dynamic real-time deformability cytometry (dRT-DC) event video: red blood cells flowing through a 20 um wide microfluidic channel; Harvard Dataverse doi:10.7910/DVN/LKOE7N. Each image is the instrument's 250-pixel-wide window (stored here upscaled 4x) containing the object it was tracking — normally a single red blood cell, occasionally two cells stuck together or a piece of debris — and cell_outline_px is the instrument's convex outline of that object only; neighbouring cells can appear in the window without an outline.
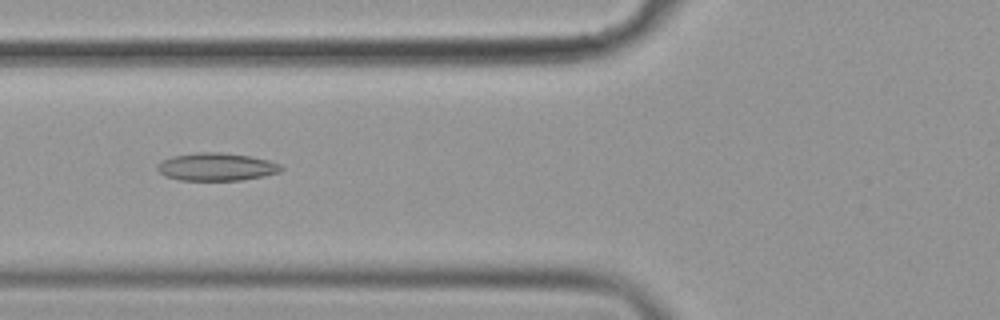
{"species": "common noctule bat (a hibernating species)", "species_latin": "Nyctalus noctula", "temperature_condition": "cold", "stored_images_in_passage": 46, "camera_frame_rate_fps": 3000, "um_per_image_px": 0.085, "animal": {"sex": "female", "body_mass_g": 19.9}, "frame": {"image": 1, "passage_image": 12, "time_ms": 3.667, "image_size_px": [1000, 320], "cell_outline_px": [[284, 168], [280, 172], [264, 176], [240, 180], [180, 180], [164, 176], [156, 168], [156, 164], [160, 160], [172, 156], [196, 152], [220, 152], [248, 156], [268, 160], [280, 164]], "centroid_in_image_um": [18.36, 14.18], "position_along_channel_um": 107.4, "area_um2": 20.17}}
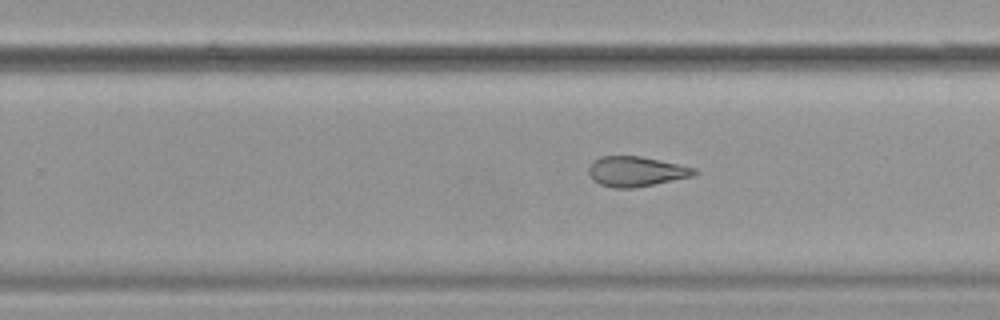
{"frame": {"image": 2, "passage_image": 26, "time_ms": 8.333, "image_size_px": [1000, 320], "cell_outline_px": [[700, 172], [692, 176], [632, 188], [612, 188], [600, 184], [592, 180], [588, 172], [588, 168], [592, 160], [600, 156], [640, 156], [660, 160], [696, 168]], "centroid_in_image_um": [54.02, 14.56], "position_along_channel_um": 275.8, "area_um2": 18.5}}
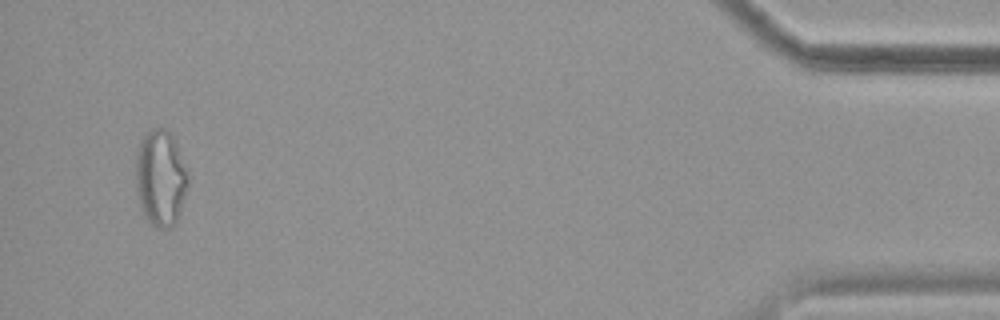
{"frame": {"image": 3, "passage_image": 44, "time_ms": 14.333, "image_size_px": [1000, 320], "cell_outline_px": [[188, 188], [176, 224], [168, 228], [160, 228], [152, 224], [144, 216], [140, 208], [136, 192], [136, 152], [140, 140], [152, 128], [168, 128], [172, 132], [176, 140], [188, 168]], "centroid_in_image_um": [13.67, 15.1], "position_along_channel_um": 421.5, "area_um2": 30.11}, "authors_computed_cell_mechanics": {"area_um2": 20.8369, "velocity_mm_per_s": 3.6128, "shape_relaxation_time_tau1_ms": null, "shape_relaxation_time_tau2_ms": 6.1322, "deformation_change_tau1": null, "deformation_change_tau2": 0.1597}}